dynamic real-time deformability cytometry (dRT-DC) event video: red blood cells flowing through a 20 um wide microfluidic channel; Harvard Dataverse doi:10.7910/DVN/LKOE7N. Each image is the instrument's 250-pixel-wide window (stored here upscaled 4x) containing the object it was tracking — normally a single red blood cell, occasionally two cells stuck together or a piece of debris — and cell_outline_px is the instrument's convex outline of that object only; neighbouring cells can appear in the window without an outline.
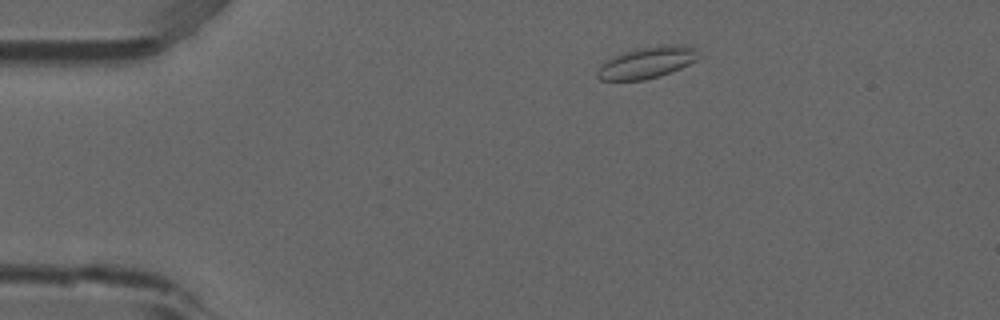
{"species": "common noctule bat (a hibernating species)", "species_latin": "Nyctalus noctula", "temperature_condition": "room temperature", "stored_images_in_passage": 5, "camera_frame_rate_fps": 3000, "um_per_image_px": 0.085, "animal": {"sex": "male", "forearm_length_mm": 52.5}, "frame": {"image": 1, "passage_image": 2, "time_ms": 0.333, "image_size_px": [1000, 320], "cell_outline_px": [[700, 56], [696, 60], [680, 68], [660, 76], [644, 80], [600, 80], [596, 76], [596, 72], [600, 64], [624, 52], [656, 44], [684, 44], [696, 48]], "centroid_in_image_um": [55.02, 5.3], "position_along_channel_um": 30.0, "area_um2": 18.67}}
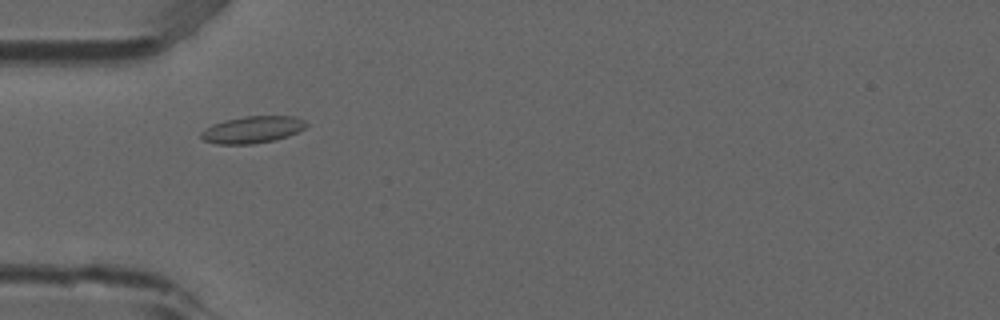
{"frame": {"image": 2, "passage_image": 4, "time_ms": 1.0, "image_size_px": [1000, 320], "cell_outline_px": [[308, 124], [304, 128], [288, 136], [272, 140], [252, 144], [216, 144], [204, 140], [200, 136], [200, 132], [212, 124], [224, 120], [244, 116], [292, 116], [304, 120]], "centroid_in_image_um": [21.42, 11.01], "position_along_channel_um": 63.6, "area_um2": 16.42}}
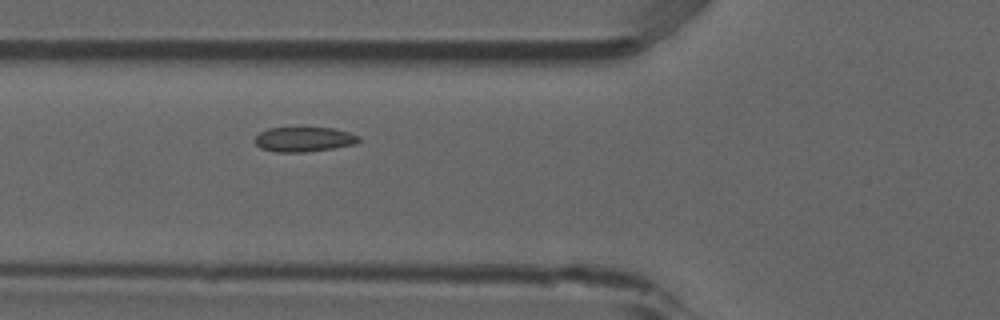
{"frame": {"image": 3, "passage_image": 5, "time_ms": 1.333, "image_size_px": [1000, 320], "cell_outline_px": [[360, 140], [356, 144], [332, 148], [304, 152], [276, 152], [260, 148], [256, 144], [256, 136], [260, 132], [268, 128], [332, 128], [348, 132], [360, 136]], "centroid_in_image_um": [25.84, 11.84], "position_along_channel_um": 100.0, "area_um2": 14.85}}